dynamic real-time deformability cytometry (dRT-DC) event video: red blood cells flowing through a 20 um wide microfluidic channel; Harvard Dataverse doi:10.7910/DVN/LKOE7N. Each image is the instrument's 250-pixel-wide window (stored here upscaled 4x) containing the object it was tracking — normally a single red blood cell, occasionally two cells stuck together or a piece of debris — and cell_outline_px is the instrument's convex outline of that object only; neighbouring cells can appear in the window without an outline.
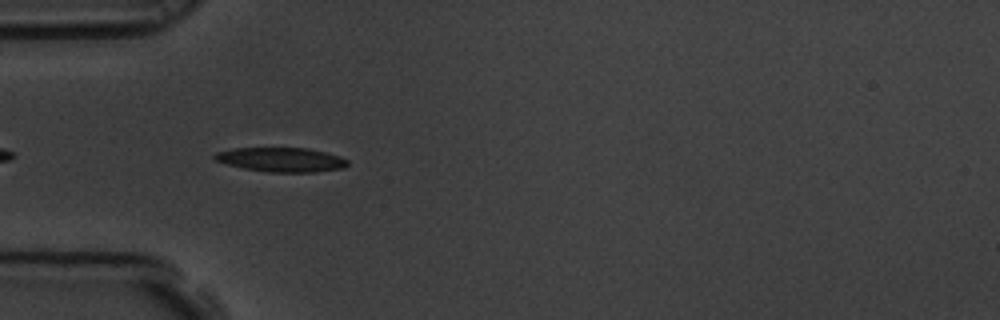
{"species": "common noctule bat (a hibernating species)", "species_latin": "Nyctalus noctula", "temperature_condition": "room temperature", "stored_images_in_passage": 45, "camera_frame_rate_fps": 3000, "um_per_image_px": 0.085, "animal": {"sex": "male", "body_mass_g": 19.5, "forearm_length_mm": 54.6}, "frame": {"image": 1, "passage_image": 4, "time_ms": 1.0, "image_size_px": [1000, 320], "cell_outline_px": [[348, 164], [344, 168], [316, 172], [268, 172], [244, 168], [228, 164], [216, 160], [212, 156], [216, 152], [232, 148], [308, 148], [340, 156], [348, 160]], "centroid_in_image_um": [23.92, 13.57], "position_along_channel_um": 61.1, "area_um2": 18.79}}
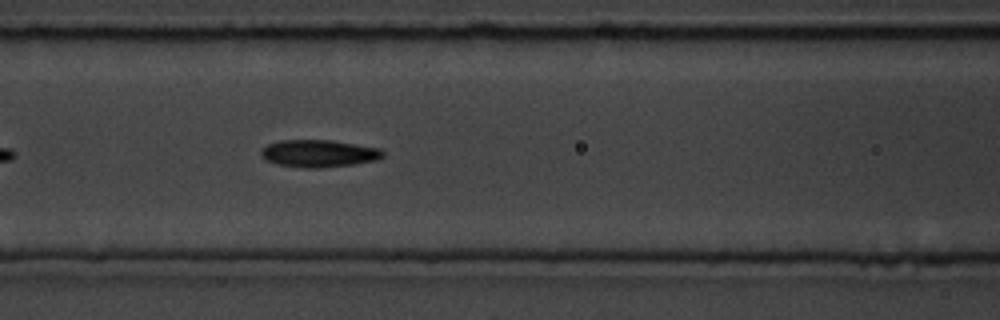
{"frame": {"image": 2, "passage_image": 11, "time_ms": 3.333, "image_size_px": [1000, 320], "cell_outline_px": [[384, 156], [376, 160], [352, 164], [320, 168], [308, 168], [276, 164], [264, 160], [260, 156], [260, 152], [268, 144], [280, 140], [332, 140], [380, 148], [384, 152]], "centroid_in_image_um": [27.08, 13.04], "position_along_channel_um": 139.5, "area_um2": 19.42}}
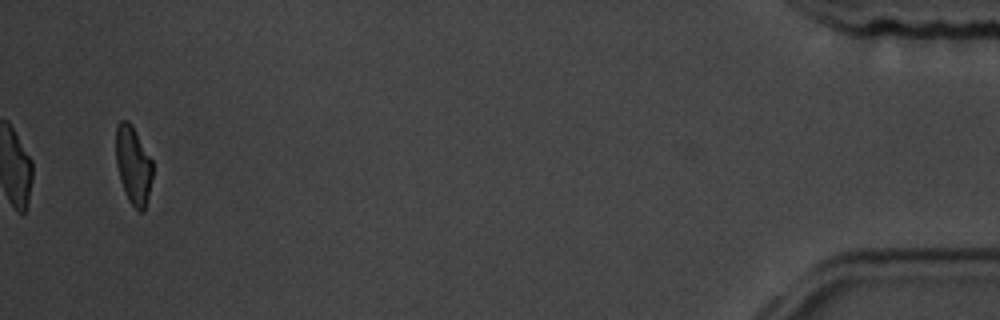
{"frame": {"image": 3, "passage_image": 43, "time_ms": 14.0, "image_size_px": [1000, 320], "cell_outline_px": [[152, 176], [148, 196], [144, 212], [140, 212], [128, 200], [124, 192], [120, 180], [116, 164], [116, 124], [120, 120], [128, 120], [132, 124], [152, 160]], "centroid_in_image_um": [11.31, 14.01], "position_along_channel_um": 423.9, "area_um2": 16.76}, "authors_computed_cell_mechanics": {"area_um2": 18.9006, "velocity_mm_per_s": 3.4645, "shape_relaxation_time_tau1_ms": 3.9908, "shape_relaxation_time_tau2_ms": 3.0573, "deformation_change_tau1": 0.1335, "deformation_change_tau2": 0.1042}}